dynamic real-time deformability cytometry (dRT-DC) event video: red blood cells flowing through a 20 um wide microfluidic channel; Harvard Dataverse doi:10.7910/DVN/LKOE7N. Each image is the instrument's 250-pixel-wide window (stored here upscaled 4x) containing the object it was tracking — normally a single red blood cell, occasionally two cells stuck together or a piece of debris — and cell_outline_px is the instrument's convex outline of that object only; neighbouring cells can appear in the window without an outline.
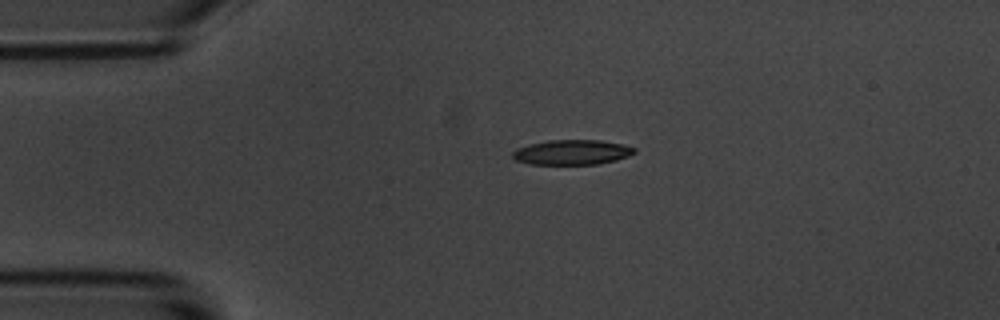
{"species": "common noctule bat (a hibernating species)", "species_latin": "Nyctalus noctula", "temperature_condition": "room temperature", "stored_images_in_passage": 2, "camera_frame_rate_fps": 3000, "um_per_image_px": 0.085, "animal": {"sex": "male", "body_mass_g": 20.1, "forearm_length_mm": 53.5}, "frame": {"image": 1, "passage_image": 1, "time_ms": 0.0, "image_size_px": [1000, 320], "cell_outline_px": [[636, 152], [628, 156], [616, 160], [596, 164], [528, 164], [516, 160], [512, 156], [512, 152], [516, 148], [528, 144], [548, 140], [600, 140], [624, 144], [636, 148]], "centroid_in_image_um": [48.61, 12.93], "position_along_channel_um": 36.4, "area_um2": 17.8}}